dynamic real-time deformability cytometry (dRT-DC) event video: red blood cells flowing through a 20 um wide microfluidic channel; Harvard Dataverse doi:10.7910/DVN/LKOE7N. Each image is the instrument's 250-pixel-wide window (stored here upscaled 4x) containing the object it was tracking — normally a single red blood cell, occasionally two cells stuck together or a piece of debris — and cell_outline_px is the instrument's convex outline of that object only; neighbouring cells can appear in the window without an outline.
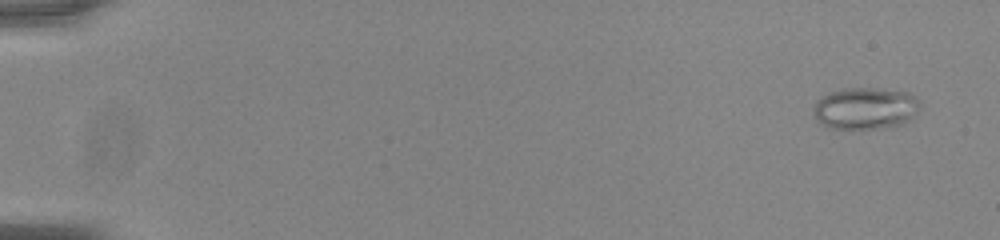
{"species": "common noctule bat (a hibernating species)", "species_latin": "Nyctalus noctula", "temperature_condition": "room temperature", "stored_images_in_passage": 56, "camera_frame_rate_fps": 3000, "um_per_image_px": 0.085, "animal": {"sex": "male", "body_mass_g": 20.0, "forearm_length_mm": 53.3}, "frame": {"image": 1, "passage_image": 3, "time_ms": 0.667, "image_size_px": [1000, 240], "cell_outline_px": [[920, 104], [916, 112], [904, 124], [880, 128], [828, 128], [820, 124], [816, 120], [812, 112], [812, 108], [816, 100], [820, 96], [828, 92], [844, 88], [876, 88], [908, 92], [916, 96], [920, 100]], "centroid_in_image_um": [73.5, 9.19], "position_along_channel_um": 11.5, "area_um2": 26.36}}
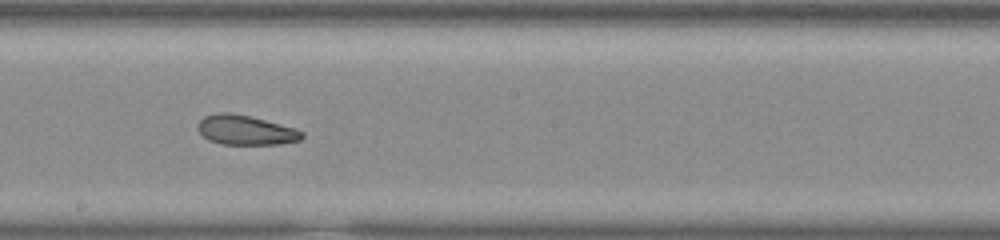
{"frame": {"image": 2, "passage_image": 33, "time_ms": 10.667, "image_size_px": [1000, 240], "cell_outline_px": [[304, 136], [300, 140], [280, 144], [220, 144], [208, 140], [196, 128], [196, 124], [204, 116], [216, 112], [232, 112], [296, 128], [304, 132]], "centroid_in_image_um": [20.85, 11.05], "position_along_channel_um": 227.3, "area_um2": 18.09}}
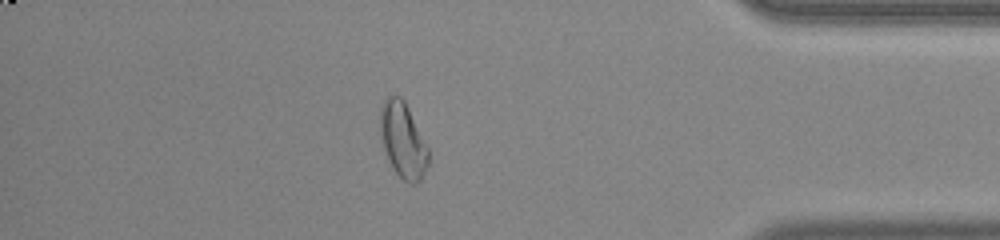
{"frame": {"image": 3, "passage_image": 49, "time_ms": 16.0, "image_size_px": [1000, 240], "cell_outline_px": [[428, 164], [420, 180], [416, 184], [412, 184], [404, 180], [392, 168], [388, 160], [380, 136], [380, 108], [384, 100], [388, 96], [400, 96], [404, 100], [428, 148]], "centroid_in_image_um": [34.23, 11.92], "position_along_channel_um": 401.0, "area_um2": 20.92}, "authors_computed_cell_mechanics": {"area_um2": 21.0103, "velocity_mm_per_s": 3.7904, "shape_relaxation_time_tau1_ms": null, "shape_relaxation_time_tau2_ms": 1.8202, "deformation_change_tau1": null, "deformation_change_tau2": 0.0796}}